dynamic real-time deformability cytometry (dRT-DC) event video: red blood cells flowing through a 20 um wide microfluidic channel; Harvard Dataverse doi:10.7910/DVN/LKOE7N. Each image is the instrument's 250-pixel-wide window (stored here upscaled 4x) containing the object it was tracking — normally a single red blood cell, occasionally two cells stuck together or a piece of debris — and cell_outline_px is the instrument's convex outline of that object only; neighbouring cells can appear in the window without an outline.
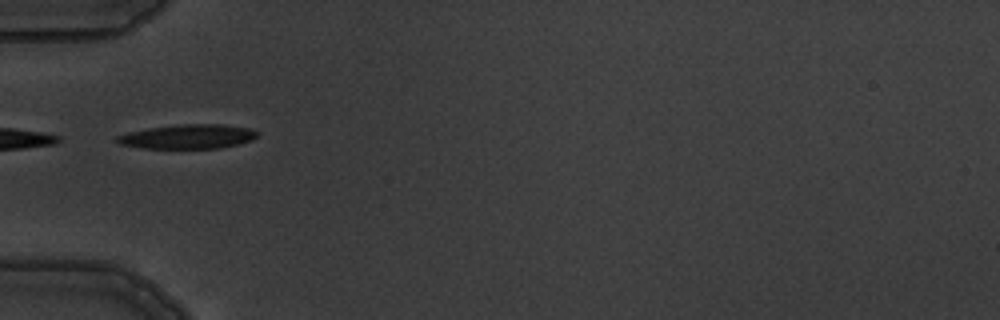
{"species": "common noctule bat (a hibernating species)", "species_latin": "Nyctalus noctula", "temperature_condition": "warm", "stored_images_in_passage": 1, "camera_frame_rate_fps": 3000, "um_per_image_px": 0.085, "animal": {"sex": "male", "body_mass_g": 19.5, "forearm_length_mm": 54.6}, "frame": {"image": 1, "passage_image": 1, "time_ms": 0.0, "image_size_px": [1000, 320], "cell_outline_px": [[256, 136], [252, 140], [220, 148], [144, 148], [120, 144], [116, 140], [116, 136], [128, 132], [148, 128], [180, 124], [224, 124], [248, 128], [256, 132]], "centroid_in_image_um": [15.94, 11.6], "position_along_channel_um": 69.1, "area_um2": 19.65}}